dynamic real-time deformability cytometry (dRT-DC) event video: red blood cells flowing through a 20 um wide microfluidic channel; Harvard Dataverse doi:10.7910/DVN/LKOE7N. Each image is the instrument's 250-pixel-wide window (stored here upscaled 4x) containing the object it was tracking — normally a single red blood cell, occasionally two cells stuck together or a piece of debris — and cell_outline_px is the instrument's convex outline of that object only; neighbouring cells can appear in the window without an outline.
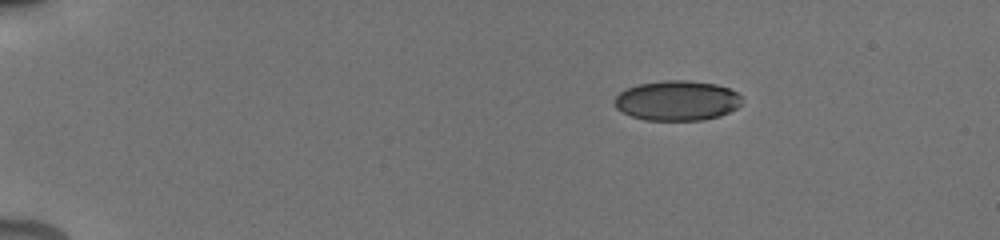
{"species": "human", "species_latin": "Homo sapiens", "temperature_condition": "cold", "stored_images_in_passage": 42, "camera_frame_rate_fps": 3000, "um_per_image_px": 0.085, "donor": {"sex": "male"}, "frame": {"image": 1, "passage_image": 1, "time_ms": 0.0, "image_size_px": [1000, 240], "cell_outline_px": [[744, 100], [736, 108], [720, 116], [704, 120], [644, 120], [632, 116], [616, 108], [616, 96], [620, 92], [628, 88], [640, 84], [664, 80], [688, 80], [716, 84], [728, 88], [736, 92]], "centroid_in_image_um": [57.58, 8.55], "position_along_channel_um": 27.4, "area_um2": 29.54}}
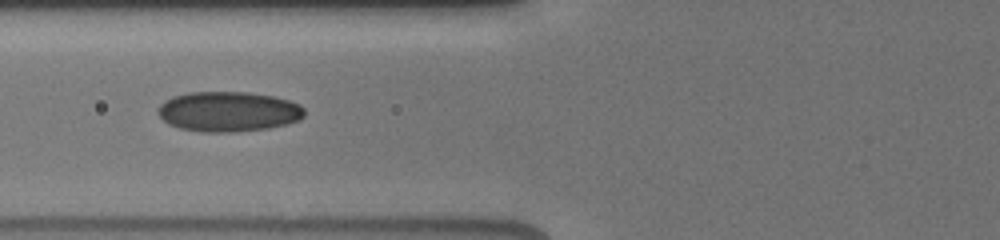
{"frame": {"image": 2, "passage_image": 20, "time_ms": 4.667, "image_size_px": [1000, 240], "cell_outline_px": [[304, 116], [300, 120], [268, 128], [232, 132], [204, 132], [180, 128], [168, 124], [156, 112], [160, 104], [164, 100], [172, 96], [188, 92], [248, 92], [272, 96], [288, 100], [300, 104], [304, 108]], "centroid_in_image_um": [19.39, 9.48], "position_along_channel_um": 106.4, "area_um2": 34.28}}
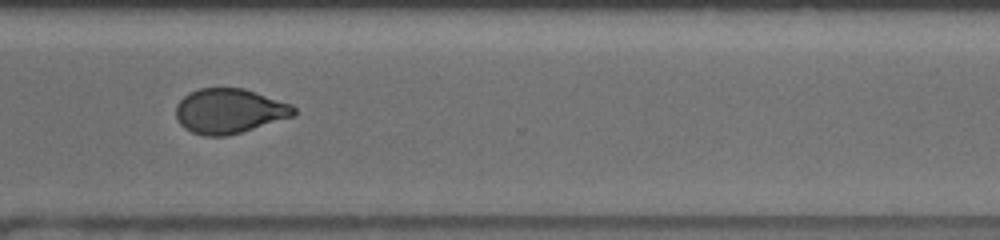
{"frame": {"image": 3, "passage_image": 41, "time_ms": 11.0, "image_size_px": [1000, 240], "cell_outline_px": [[296, 116], [240, 132], [224, 136], [204, 136], [192, 132], [184, 128], [180, 124], [176, 116], [176, 104], [188, 92], [200, 88], [244, 88], [292, 104], [296, 108]], "centroid_in_image_um": [19.5, 9.43], "position_along_channel_um": 351.1, "area_um2": 30.92}}